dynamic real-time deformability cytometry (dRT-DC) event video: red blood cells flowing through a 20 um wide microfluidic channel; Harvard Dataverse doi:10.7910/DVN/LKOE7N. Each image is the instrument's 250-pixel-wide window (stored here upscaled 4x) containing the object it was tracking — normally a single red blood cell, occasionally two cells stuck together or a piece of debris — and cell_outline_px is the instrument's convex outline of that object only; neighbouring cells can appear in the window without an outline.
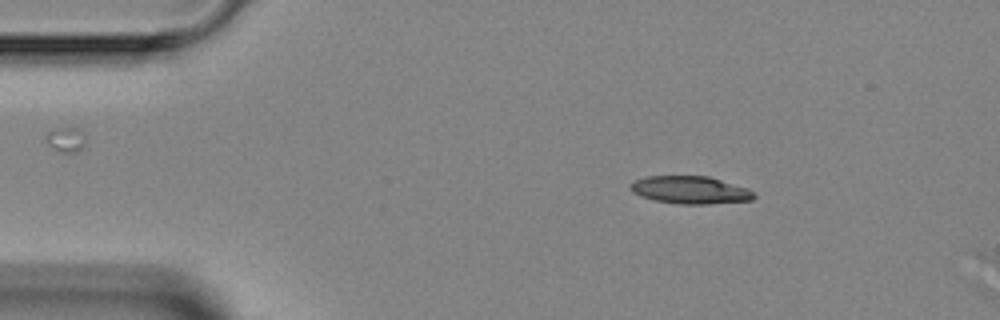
{"species": "Egyptian fruit bat (a non-hibernating species)", "species_latin": "Rousettus aegyptiacus", "temperature_condition": "room temperature", "stored_images_in_passage": 3, "camera_frame_rate_fps": 3000, "um_per_image_px": 0.085, "animal": {"sex": "female"}, "frame": {"image": 1, "passage_image": 2, "time_ms": 1.0, "image_size_px": [1000, 320], "cell_outline_px": [[756, 196], [752, 200], [708, 204], [680, 204], [656, 200], [640, 196], [632, 192], [632, 184], [636, 180], [644, 176], [708, 176], [748, 188]], "centroid_in_image_um": [58.69, 16.15], "position_along_channel_um": 26.3, "area_um2": 19.71}}